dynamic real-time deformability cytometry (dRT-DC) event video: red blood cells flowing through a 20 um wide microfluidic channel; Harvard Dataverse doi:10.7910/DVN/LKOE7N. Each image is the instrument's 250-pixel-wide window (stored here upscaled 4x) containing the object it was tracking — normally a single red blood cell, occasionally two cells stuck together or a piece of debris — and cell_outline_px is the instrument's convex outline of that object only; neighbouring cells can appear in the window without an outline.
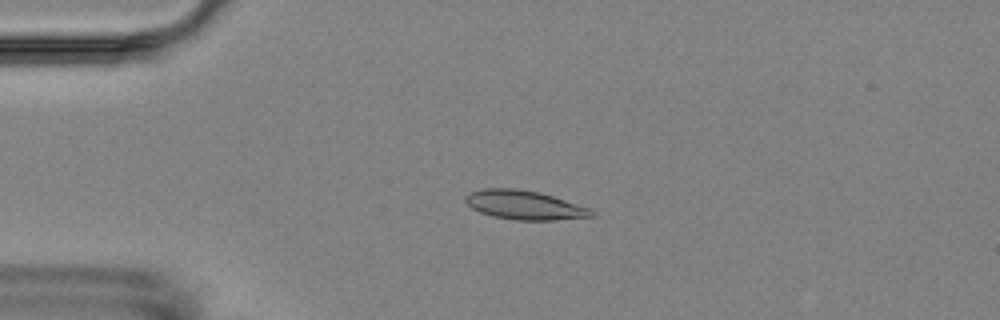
{"species": "Egyptian fruit bat (a non-hibernating species)", "species_latin": "Rousettus aegyptiacus", "temperature_condition": "room temperature", "stored_images_in_passage": 4, "camera_frame_rate_fps": 3000, "um_per_image_px": 0.085, "animal": {"sex": "female"}, "frame": {"image": 1, "passage_image": 4, "time_ms": 3.333, "image_size_px": [1000, 320], "cell_outline_px": [[596, 216], [556, 220], [516, 220], [492, 216], [480, 212], [472, 208], [464, 200], [464, 196], [472, 192], [484, 188], [516, 188], [540, 192], [588, 208], [596, 212]], "centroid_in_image_um": [44.57, 17.43], "position_along_channel_um": 40.4, "area_um2": 21.27}}